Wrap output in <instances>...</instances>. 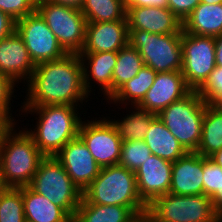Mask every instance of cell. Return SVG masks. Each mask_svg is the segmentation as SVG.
Returning a JSON list of instances; mask_svg holds the SVG:
<instances>
[{
	"instance_id": "obj_1",
	"label": "cell",
	"mask_w": 222,
	"mask_h": 222,
	"mask_svg": "<svg viewBox=\"0 0 222 222\" xmlns=\"http://www.w3.org/2000/svg\"><path fill=\"white\" fill-rule=\"evenodd\" d=\"M23 106L83 104L90 97L83 85V66L77 53L35 66Z\"/></svg>"
},
{
	"instance_id": "obj_2",
	"label": "cell",
	"mask_w": 222,
	"mask_h": 222,
	"mask_svg": "<svg viewBox=\"0 0 222 222\" xmlns=\"http://www.w3.org/2000/svg\"><path fill=\"white\" fill-rule=\"evenodd\" d=\"M22 113H36L39 118L34 131L26 132L46 156H55L66 143L78 137L82 117L71 105L21 106ZM79 114V115H78Z\"/></svg>"
},
{
	"instance_id": "obj_3",
	"label": "cell",
	"mask_w": 222,
	"mask_h": 222,
	"mask_svg": "<svg viewBox=\"0 0 222 222\" xmlns=\"http://www.w3.org/2000/svg\"><path fill=\"white\" fill-rule=\"evenodd\" d=\"M81 203L120 205L129 207L135 214L147 211L138 193L134 171L119 165L102 167L82 192Z\"/></svg>"
},
{
	"instance_id": "obj_4",
	"label": "cell",
	"mask_w": 222,
	"mask_h": 222,
	"mask_svg": "<svg viewBox=\"0 0 222 222\" xmlns=\"http://www.w3.org/2000/svg\"><path fill=\"white\" fill-rule=\"evenodd\" d=\"M45 157L24 128L16 133L13 127L0 142L4 185L13 188L28 186Z\"/></svg>"
},
{
	"instance_id": "obj_5",
	"label": "cell",
	"mask_w": 222,
	"mask_h": 222,
	"mask_svg": "<svg viewBox=\"0 0 222 222\" xmlns=\"http://www.w3.org/2000/svg\"><path fill=\"white\" fill-rule=\"evenodd\" d=\"M206 105L197 90H191L157 115L187 152L199 146Z\"/></svg>"
},
{
	"instance_id": "obj_6",
	"label": "cell",
	"mask_w": 222,
	"mask_h": 222,
	"mask_svg": "<svg viewBox=\"0 0 222 222\" xmlns=\"http://www.w3.org/2000/svg\"><path fill=\"white\" fill-rule=\"evenodd\" d=\"M28 186L61 207L72 219L75 217L82 191L55 156L45 157L41 161Z\"/></svg>"
},
{
	"instance_id": "obj_7",
	"label": "cell",
	"mask_w": 222,
	"mask_h": 222,
	"mask_svg": "<svg viewBox=\"0 0 222 222\" xmlns=\"http://www.w3.org/2000/svg\"><path fill=\"white\" fill-rule=\"evenodd\" d=\"M182 33L155 34L129 29V44L138 50L144 65L157 73L181 71Z\"/></svg>"
},
{
	"instance_id": "obj_8",
	"label": "cell",
	"mask_w": 222,
	"mask_h": 222,
	"mask_svg": "<svg viewBox=\"0 0 222 222\" xmlns=\"http://www.w3.org/2000/svg\"><path fill=\"white\" fill-rule=\"evenodd\" d=\"M155 222H218L206 195H161L148 206Z\"/></svg>"
},
{
	"instance_id": "obj_9",
	"label": "cell",
	"mask_w": 222,
	"mask_h": 222,
	"mask_svg": "<svg viewBox=\"0 0 222 222\" xmlns=\"http://www.w3.org/2000/svg\"><path fill=\"white\" fill-rule=\"evenodd\" d=\"M36 10L67 53L79 54L81 52L87 26V20L81 9L45 0L36 4Z\"/></svg>"
},
{
	"instance_id": "obj_10",
	"label": "cell",
	"mask_w": 222,
	"mask_h": 222,
	"mask_svg": "<svg viewBox=\"0 0 222 222\" xmlns=\"http://www.w3.org/2000/svg\"><path fill=\"white\" fill-rule=\"evenodd\" d=\"M182 75L191 90H198L216 67L215 38L182 31Z\"/></svg>"
},
{
	"instance_id": "obj_11",
	"label": "cell",
	"mask_w": 222,
	"mask_h": 222,
	"mask_svg": "<svg viewBox=\"0 0 222 222\" xmlns=\"http://www.w3.org/2000/svg\"><path fill=\"white\" fill-rule=\"evenodd\" d=\"M15 31L22 38L35 66L67 54L37 10L17 20Z\"/></svg>"
},
{
	"instance_id": "obj_12",
	"label": "cell",
	"mask_w": 222,
	"mask_h": 222,
	"mask_svg": "<svg viewBox=\"0 0 222 222\" xmlns=\"http://www.w3.org/2000/svg\"><path fill=\"white\" fill-rule=\"evenodd\" d=\"M101 119L82 121L78 136L101 167L118 165L123 141L112 120Z\"/></svg>"
},
{
	"instance_id": "obj_13",
	"label": "cell",
	"mask_w": 222,
	"mask_h": 222,
	"mask_svg": "<svg viewBox=\"0 0 222 222\" xmlns=\"http://www.w3.org/2000/svg\"><path fill=\"white\" fill-rule=\"evenodd\" d=\"M55 157L82 192L97 177L102 168L79 136L66 143Z\"/></svg>"
},
{
	"instance_id": "obj_14",
	"label": "cell",
	"mask_w": 222,
	"mask_h": 222,
	"mask_svg": "<svg viewBox=\"0 0 222 222\" xmlns=\"http://www.w3.org/2000/svg\"><path fill=\"white\" fill-rule=\"evenodd\" d=\"M128 44L127 16L123 20L87 22L85 42L80 53L118 52Z\"/></svg>"
},
{
	"instance_id": "obj_15",
	"label": "cell",
	"mask_w": 222,
	"mask_h": 222,
	"mask_svg": "<svg viewBox=\"0 0 222 222\" xmlns=\"http://www.w3.org/2000/svg\"><path fill=\"white\" fill-rule=\"evenodd\" d=\"M190 91L181 71L157 73L152 87L137 106L158 115L167 106L180 100Z\"/></svg>"
},
{
	"instance_id": "obj_16",
	"label": "cell",
	"mask_w": 222,
	"mask_h": 222,
	"mask_svg": "<svg viewBox=\"0 0 222 222\" xmlns=\"http://www.w3.org/2000/svg\"><path fill=\"white\" fill-rule=\"evenodd\" d=\"M172 166V162L152 154L134 172L139 196L147 206L154 199L169 193Z\"/></svg>"
},
{
	"instance_id": "obj_17",
	"label": "cell",
	"mask_w": 222,
	"mask_h": 222,
	"mask_svg": "<svg viewBox=\"0 0 222 222\" xmlns=\"http://www.w3.org/2000/svg\"><path fill=\"white\" fill-rule=\"evenodd\" d=\"M129 29L155 34L182 33V21L169 9L125 7Z\"/></svg>"
},
{
	"instance_id": "obj_18",
	"label": "cell",
	"mask_w": 222,
	"mask_h": 222,
	"mask_svg": "<svg viewBox=\"0 0 222 222\" xmlns=\"http://www.w3.org/2000/svg\"><path fill=\"white\" fill-rule=\"evenodd\" d=\"M35 69L22 38L15 31L0 40V73L10 77L15 83L23 79L28 82Z\"/></svg>"
},
{
	"instance_id": "obj_19",
	"label": "cell",
	"mask_w": 222,
	"mask_h": 222,
	"mask_svg": "<svg viewBox=\"0 0 222 222\" xmlns=\"http://www.w3.org/2000/svg\"><path fill=\"white\" fill-rule=\"evenodd\" d=\"M169 193L179 196L203 194V156L187 152L173 163Z\"/></svg>"
},
{
	"instance_id": "obj_20",
	"label": "cell",
	"mask_w": 222,
	"mask_h": 222,
	"mask_svg": "<svg viewBox=\"0 0 222 222\" xmlns=\"http://www.w3.org/2000/svg\"><path fill=\"white\" fill-rule=\"evenodd\" d=\"M117 55L118 52L79 53L83 66V85L89 95L92 92L91 81L99 84L107 100L113 95V69Z\"/></svg>"
},
{
	"instance_id": "obj_21",
	"label": "cell",
	"mask_w": 222,
	"mask_h": 222,
	"mask_svg": "<svg viewBox=\"0 0 222 222\" xmlns=\"http://www.w3.org/2000/svg\"><path fill=\"white\" fill-rule=\"evenodd\" d=\"M182 31L198 36L222 34V3L200 2L182 22Z\"/></svg>"
},
{
	"instance_id": "obj_22",
	"label": "cell",
	"mask_w": 222,
	"mask_h": 222,
	"mask_svg": "<svg viewBox=\"0 0 222 222\" xmlns=\"http://www.w3.org/2000/svg\"><path fill=\"white\" fill-rule=\"evenodd\" d=\"M23 203L26 222H73L61 207L29 186H23Z\"/></svg>"
},
{
	"instance_id": "obj_23",
	"label": "cell",
	"mask_w": 222,
	"mask_h": 222,
	"mask_svg": "<svg viewBox=\"0 0 222 222\" xmlns=\"http://www.w3.org/2000/svg\"><path fill=\"white\" fill-rule=\"evenodd\" d=\"M144 141L149 147L151 154L172 163L187 153L157 116L150 123Z\"/></svg>"
},
{
	"instance_id": "obj_24",
	"label": "cell",
	"mask_w": 222,
	"mask_h": 222,
	"mask_svg": "<svg viewBox=\"0 0 222 222\" xmlns=\"http://www.w3.org/2000/svg\"><path fill=\"white\" fill-rule=\"evenodd\" d=\"M156 74V71L144 66L135 77L122 85L108 100L115 104L118 102L125 104V106L131 102V105L137 106L152 87Z\"/></svg>"
},
{
	"instance_id": "obj_25",
	"label": "cell",
	"mask_w": 222,
	"mask_h": 222,
	"mask_svg": "<svg viewBox=\"0 0 222 222\" xmlns=\"http://www.w3.org/2000/svg\"><path fill=\"white\" fill-rule=\"evenodd\" d=\"M134 215L129 207L80 203L73 222H128Z\"/></svg>"
},
{
	"instance_id": "obj_26",
	"label": "cell",
	"mask_w": 222,
	"mask_h": 222,
	"mask_svg": "<svg viewBox=\"0 0 222 222\" xmlns=\"http://www.w3.org/2000/svg\"><path fill=\"white\" fill-rule=\"evenodd\" d=\"M222 149V113L211 104L206 105L202 122L201 140L196 150L204 157H210Z\"/></svg>"
},
{
	"instance_id": "obj_27",
	"label": "cell",
	"mask_w": 222,
	"mask_h": 222,
	"mask_svg": "<svg viewBox=\"0 0 222 222\" xmlns=\"http://www.w3.org/2000/svg\"><path fill=\"white\" fill-rule=\"evenodd\" d=\"M131 114L125 116L121 121L112 120L116 125L122 141L144 140L146 133L149 130L150 123L157 116L154 113L145 111L138 106H133Z\"/></svg>"
},
{
	"instance_id": "obj_28",
	"label": "cell",
	"mask_w": 222,
	"mask_h": 222,
	"mask_svg": "<svg viewBox=\"0 0 222 222\" xmlns=\"http://www.w3.org/2000/svg\"><path fill=\"white\" fill-rule=\"evenodd\" d=\"M144 66V61L137 49L130 44L121 48L118 51L113 69V94L127 81L135 77Z\"/></svg>"
},
{
	"instance_id": "obj_29",
	"label": "cell",
	"mask_w": 222,
	"mask_h": 222,
	"mask_svg": "<svg viewBox=\"0 0 222 222\" xmlns=\"http://www.w3.org/2000/svg\"><path fill=\"white\" fill-rule=\"evenodd\" d=\"M81 12L87 22L123 20L127 13L124 0H84Z\"/></svg>"
},
{
	"instance_id": "obj_30",
	"label": "cell",
	"mask_w": 222,
	"mask_h": 222,
	"mask_svg": "<svg viewBox=\"0 0 222 222\" xmlns=\"http://www.w3.org/2000/svg\"><path fill=\"white\" fill-rule=\"evenodd\" d=\"M0 222H26L23 187H6L0 191Z\"/></svg>"
},
{
	"instance_id": "obj_31",
	"label": "cell",
	"mask_w": 222,
	"mask_h": 222,
	"mask_svg": "<svg viewBox=\"0 0 222 222\" xmlns=\"http://www.w3.org/2000/svg\"><path fill=\"white\" fill-rule=\"evenodd\" d=\"M151 155L144 140L123 141L118 165L135 172Z\"/></svg>"
},
{
	"instance_id": "obj_32",
	"label": "cell",
	"mask_w": 222,
	"mask_h": 222,
	"mask_svg": "<svg viewBox=\"0 0 222 222\" xmlns=\"http://www.w3.org/2000/svg\"><path fill=\"white\" fill-rule=\"evenodd\" d=\"M222 191V169L210 157L203 156V194L211 198Z\"/></svg>"
},
{
	"instance_id": "obj_33",
	"label": "cell",
	"mask_w": 222,
	"mask_h": 222,
	"mask_svg": "<svg viewBox=\"0 0 222 222\" xmlns=\"http://www.w3.org/2000/svg\"><path fill=\"white\" fill-rule=\"evenodd\" d=\"M197 93L207 104H212L222 95V67L216 66L209 74L205 83L197 90Z\"/></svg>"
},
{
	"instance_id": "obj_34",
	"label": "cell",
	"mask_w": 222,
	"mask_h": 222,
	"mask_svg": "<svg viewBox=\"0 0 222 222\" xmlns=\"http://www.w3.org/2000/svg\"><path fill=\"white\" fill-rule=\"evenodd\" d=\"M36 10L33 0H0V11L10 15L15 21Z\"/></svg>"
},
{
	"instance_id": "obj_35",
	"label": "cell",
	"mask_w": 222,
	"mask_h": 222,
	"mask_svg": "<svg viewBox=\"0 0 222 222\" xmlns=\"http://www.w3.org/2000/svg\"><path fill=\"white\" fill-rule=\"evenodd\" d=\"M15 85L16 83L10 77L0 73V109L3 110L13 121L14 117L11 116V107L9 106L11 105V97L14 95Z\"/></svg>"
},
{
	"instance_id": "obj_36",
	"label": "cell",
	"mask_w": 222,
	"mask_h": 222,
	"mask_svg": "<svg viewBox=\"0 0 222 222\" xmlns=\"http://www.w3.org/2000/svg\"><path fill=\"white\" fill-rule=\"evenodd\" d=\"M200 0H168V8L183 22Z\"/></svg>"
},
{
	"instance_id": "obj_37",
	"label": "cell",
	"mask_w": 222,
	"mask_h": 222,
	"mask_svg": "<svg viewBox=\"0 0 222 222\" xmlns=\"http://www.w3.org/2000/svg\"><path fill=\"white\" fill-rule=\"evenodd\" d=\"M16 21L7 13L0 11V40L15 32Z\"/></svg>"
},
{
	"instance_id": "obj_38",
	"label": "cell",
	"mask_w": 222,
	"mask_h": 222,
	"mask_svg": "<svg viewBox=\"0 0 222 222\" xmlns=\"http://www.w3.org/2000/svg\"><path fill=\"white\" fill-rule=\"evenodd\" d=\"M125 7L168 8V0H124Z\"/></svg>"
},
{
	"instance_id": "obj_39",
	"label": "cell",
	"mask_w": 222,
	"mask_h": 222,
	"mask_svg": "<svg viewBox=\"0 0 222 222\" xmlns=\"http://www.w3.org/2000/svg\"><path fill=\"white\" fill-rule=\"evenodd\" d=\"M16 122L13 121L3 110L0 109V142L6 134L15 127Z\"/></svg>"
},
{
	"instance_id": "obj_40",
	"label": "cell",
	"mask_w": 222,
	"mask_h": 222,
	"mask_svg": "<svg viewBox=\"0 0 222 222\" xmlns=\"http://www.w3.org/2000/svg\"><path fill=\"white\" fill-rule=\"evenodd\" d=\"M210 199L217 221L222 222V191H216Z\"/></svg>"
},
{
	"instance_id": "obj_41",
	"label": "cell",
	"mask_w": 222,
	"mask_h": 222,
	"mask_svg": "<svg viewBox=\"0 0 222 222\" xmlns=\"http://www.w3.org/2000/svg\"><path fill=\"white\" fill-rule=\"evenodd\" d=\"M215 38L216 66L222 67V34Z\"/></svg>"
},
{
	"instance_id": "obj_42",
	"label": "cell",
	"mask_w": 222,
	"mask_h": 222,
	"mask_svg": "<svg viewBox=\"0 0 222 222\" xmlns=\"http://www.w3.org/2000/svg\"><path fill=\"white\" fill-rule=\"evenodd\" d=\"M59 5L72 7L75 9H81L84 4V0H49Z\"/></svg>"
},
{
	"instance_id": "obj_43",
	"label": "cell",
	"mask_w": 222,
	"mask_h": 222,
	"mask_svg": "<svg viewBox=\"0 0 222 222\" xmlns=\"http://www.w3.org/2000/svg\"><path fill=\"white\" fill-rule=\"evenodd\" d=\"M128 222H155L150 214L145 211L134 215Z\"/></svg>"
},
{
	"instance_id": "obj_44",
	"label": "cell",
	"mask_w": 222,
	"mask_h": 222,
	"mask_svg": "<svg viewBox=\"0 0 222 222\" xmlns=\"http://www.w3.org/2000/svg\"><path fill=\"white\" fill-rule=\"evenodd\" d=\"M210 158L222 169V149L211 155Z\"/></svg>"
},
{
	"instance_id": "obj_45",
	"label": "cell",
	"mask_w": 222,
	"mask_h": 222,
	"mask_svg": "<svg viewBox=\"0 0 222 222\" xmlns=\"http://www.w3.org/2000/svg\"><path fill=\"white\" fill-rule=\"evenodd\" d=\"M211 105L222 113V95L219 96Z\"/></svg>"
},
{
	"instance_id": "obj_46",
	"label": "cell",
	"mask_w": 222,
	"mask_h": 222,
	"mask_svg": "<svg viewBox=\"0 0 222 222\" xmlns=\"http://www.w3.org/2000/svg\"><path fill=\"white\" fill-rule=\"evenodd\" d=\"M200 2L207 4H219L222 3V0H200Z\"/></svg>"
},
{
	"instance_id": "obj_47",
	"label": "cell",
	"mask_w": 222,
	"mask_h": 222,
	"mask_svg": "<svg viewBox=\"0 0 222 222\" xmlns=\"http://www.w3.org/2000/svg\"><path fill=\"white\" fill-rule=\"evenodd\" d=\"M6 186L4 185L2 181V175H1V163H0V191L4 190Z\"/></svg>"
},
{
	"instance_id": "obj_48",
	"label": "cell",
	"mask_w": 222,
	"mask_h": 222,
	"mask_svg": "<svg viewBox=\"0 0 222 222\" xmlns=\"http://www.w3.org/2000/svg\"><path fill=\"white\" fill-rule=\"evenodd\" d=\"M36 4L41 2V1H45V0H33Z\"/></svg>"
}]
</instances>
